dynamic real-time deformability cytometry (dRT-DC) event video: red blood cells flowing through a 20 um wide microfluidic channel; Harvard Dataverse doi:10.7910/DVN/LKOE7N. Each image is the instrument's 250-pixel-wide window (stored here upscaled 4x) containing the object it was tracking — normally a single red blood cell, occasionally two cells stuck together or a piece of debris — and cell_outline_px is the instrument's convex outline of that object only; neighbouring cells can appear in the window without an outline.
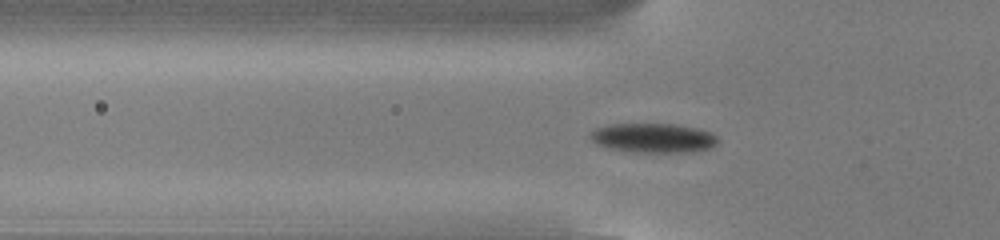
{"species": "common noctule bat (a hibernating species)", "species_latin": "Nyctalus noctula", "temperature_condition": "cold", "stored_images_in_passage": 55, "camera_frame_rate_fps": 3000, "um_per_image_px": 0.085, "animal": {"sex": "male", "body_mass_g": 13.0, "forearm_length_mm": 53.1}, "frame": {"image": 1, "passage_image": 19, "time_ms": 6.0, "image_size_px": [1000, 240], "cell_outline_px": [[720, 140], [712, 148], [692, 152], [632, 152], [608, 148], [596, 144], [588, 136], [596, 128], [608, 124], [676, 124], [696, 128], [712, 132]], "centroid_in_image_um": [55.55, 11.73], "position_along_channel_um": 70.3, "area_um2": 22.08}}
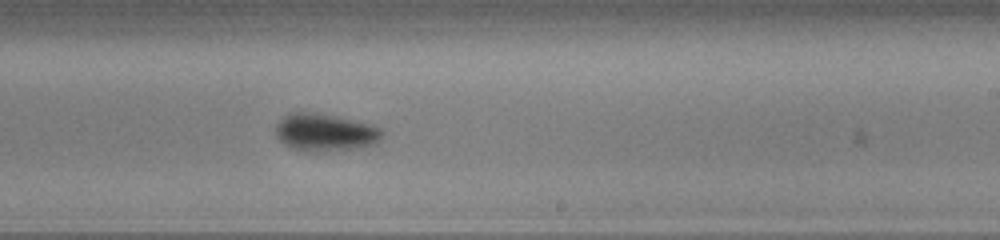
{"frame": {"image": 2, "passage_image": 34, "time_ms": 11.0, "image_size_px": [1000, 240], "cell_outline_px": [[384, 132], [380, 140], [376, 144], [360, 148], [316, 152], [304, 152], [292, 148], [284, 144], [276, 136], [276, 124], [288, 112], [304, 112], [332, 116], [368, 124], [380, 128]], "centroid_in_image_um": [27.61, 11.29], "position_along_channel_um": 261.4, "area_um2": 23.18}}
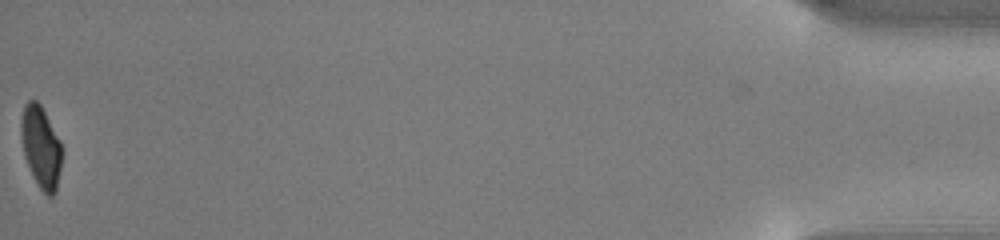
{"frame": {"image": 3, "passage_image": 55, "time_ms": 18.0, "image_size_px": [1000, 240], "cell_outline_px": [[60, 168], [56, 192], [52, 196], [48, 196], [40, 188], [24, 156], [20, 136], [20, 120], [24, 104], [28, 100], [36, 100], [40, 104], [60, 140]], "centroid_in_image_um": [3.45, 12.45], "position_along_channel_um": 431.8, "area_um2": 19.13}, "authors_computed_cell_mechanics": {"area_um2": 21.097, "velocity_mm_per_s": 3.8335, "shape_relaxation_time_tau1_ms": 1.7338, "shape_relaxation_time_tau2_ms": 6.5032, "deformation_change_tau1": 0.1146, "deformation_change_tau2": 0.0742}}